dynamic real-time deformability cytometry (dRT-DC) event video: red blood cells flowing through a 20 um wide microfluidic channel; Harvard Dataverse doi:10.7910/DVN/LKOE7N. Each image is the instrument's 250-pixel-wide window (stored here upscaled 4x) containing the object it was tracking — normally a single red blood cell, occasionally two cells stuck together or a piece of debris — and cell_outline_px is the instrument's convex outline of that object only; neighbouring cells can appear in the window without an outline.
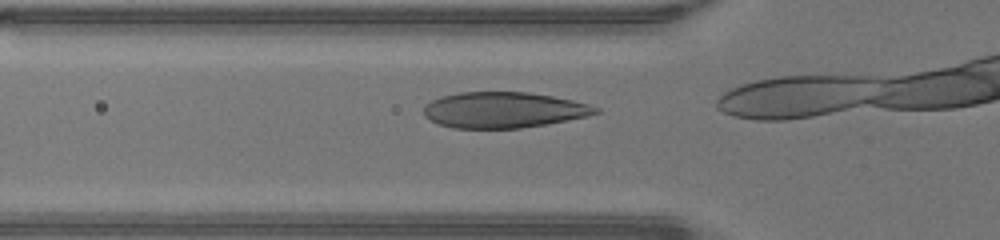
{"species": "human", "species_latin": "Homo sapiens", "temperature_condition": "warm", "stored_images_in_passage": 9, "camera_frame_rate_fps": 3000, "um_per_image_px": 0.085, "donor": {"sex": "male"}, "frame": {"image": 1, "passage_image": 7, "time_ms": 2.0, "image_size_px": [1000, 240], "cell_outline_px": [[600, 112], [588, 116], [548, 124], [520, 128], [452, 128], [436, 124], [424, 116], [424, 104], [440, 96], [460, 92], [528, 92], [552, 96], [572, 100], [588, 104], [600, 108]], "centroid_in_image_um": [42.78, 9.35], "position_along_channel_um": 83.0, "area_um2": 36.13}}